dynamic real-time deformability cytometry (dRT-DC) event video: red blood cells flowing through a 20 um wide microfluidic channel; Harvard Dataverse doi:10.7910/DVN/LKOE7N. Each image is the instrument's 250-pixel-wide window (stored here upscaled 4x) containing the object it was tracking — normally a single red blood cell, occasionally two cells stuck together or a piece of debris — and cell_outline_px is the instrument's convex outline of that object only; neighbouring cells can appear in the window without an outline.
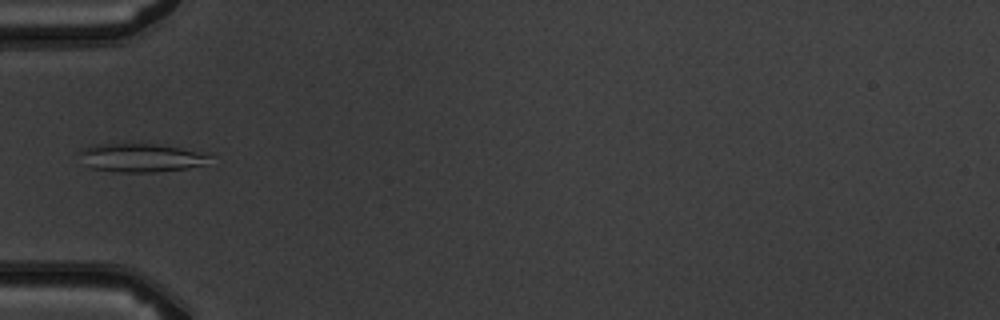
{"species": "common noctule bat (a hibernating species)", "species_latin": "Nyctalus noctula", "temperature_condition": "warm", "stored_images_in_passage": 5, "camera_frame_rate_fps": 3000, "um_per_image_px": 0.085, "animal": {"sex": "male", "body_mass_g": 19.5, "forearm_length_mm": 54.6}, "frame": {"image": 1, "passage_image": 5, "time_ms": 4.333, "image_size_px": [1000, 320], "cell_outline_px": [[212, 156], [204, 164], [184, 168], [152, 172], [116, 172], [92, 168], [88, 164], [80, 152], [80, 148], [92, 144], [120, 140], [156, 144], [212, 152]], "centroid_in_image_um": [12.0, 13.33], "position_along_channel_um": 73.0, "area_um2": 22.48}}